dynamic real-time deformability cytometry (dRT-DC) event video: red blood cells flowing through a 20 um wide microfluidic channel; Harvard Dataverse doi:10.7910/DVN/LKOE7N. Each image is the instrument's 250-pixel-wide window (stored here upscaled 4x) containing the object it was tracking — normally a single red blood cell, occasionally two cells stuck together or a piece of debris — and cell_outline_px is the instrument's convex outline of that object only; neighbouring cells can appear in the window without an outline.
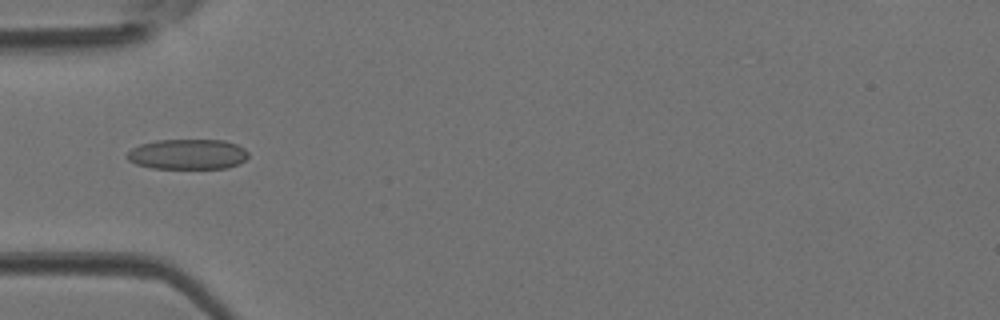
{"species": "Egyptian fruit bat (a non-hibernating species)", "species_latin": "Rousettus aegyptiacus", "temperature_condition": "room temperature", "stored_images_in_passage": 25, "camera_frame_rate_fps": 3000, "um_per_image_px": 0.085, "animal": {"sex": "female"}, "frame": {"image": 1, "passage_image": 7, "time_ms": 2.0, "image_size_px": [1000, 320], "cell_outline_px": [[248, 156], [240, 164], [228, 168], [152, 168], [136, 164], [128, 160], [124, 156], [132, 148], [140, 144], [156, 140], [224, 140], [236, 144], [244, 148], [248, 152]], "centroid_in_image_um": [15.94, 13.11], "position_along_channel_um": 69.1, "area_um2": 21.5}}
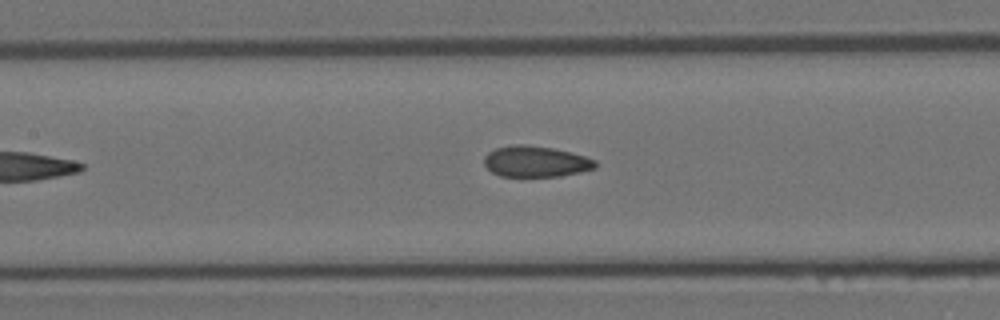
{"frame": {"image": 2, "passage_image": 13, "time_ms": 4.0, "image_size_px": [1000, 320], "cell_outline_px": [[596, 168], [580, 172], [560, 176], [500, 176], [492, 172], [484, 164], [484, 156], [488, 152], [496, 148], [516, 144], [528, 144], [552, 148], [572, 152], [596, 160]], "centroid_in_image_um": [45.53, 13.72], "position_along_channel_um": 161.9, "area_um2": 20.11}}
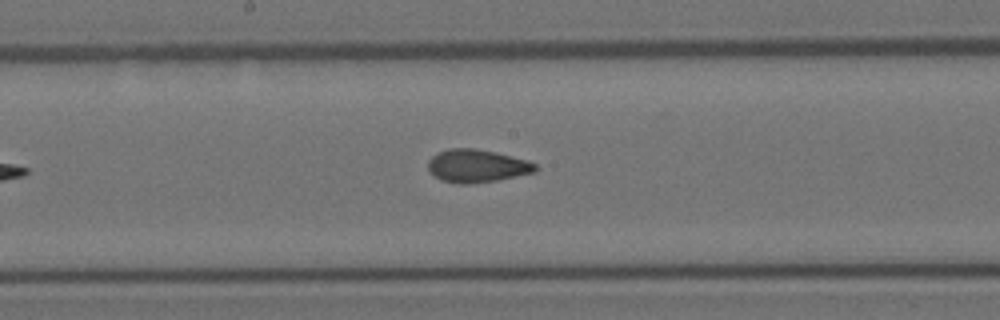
{"frame": {"image": 3, "passage_image": 16, "time_ms": 5.0, "image_size_px": [1000, 320], "cell_outline_px": [[536, 172], [496, 180], [468, 184], [460, 184], [440, 180], [428, 168], [428, 160], [436, 152], [448, 148], [472, 148], [496, 152], [528, 160], [536, 164]], "centroid_in_image_um": [40.52, 14.09], "position_along_channel_um": 207.7, "area_um2": 20.58}}